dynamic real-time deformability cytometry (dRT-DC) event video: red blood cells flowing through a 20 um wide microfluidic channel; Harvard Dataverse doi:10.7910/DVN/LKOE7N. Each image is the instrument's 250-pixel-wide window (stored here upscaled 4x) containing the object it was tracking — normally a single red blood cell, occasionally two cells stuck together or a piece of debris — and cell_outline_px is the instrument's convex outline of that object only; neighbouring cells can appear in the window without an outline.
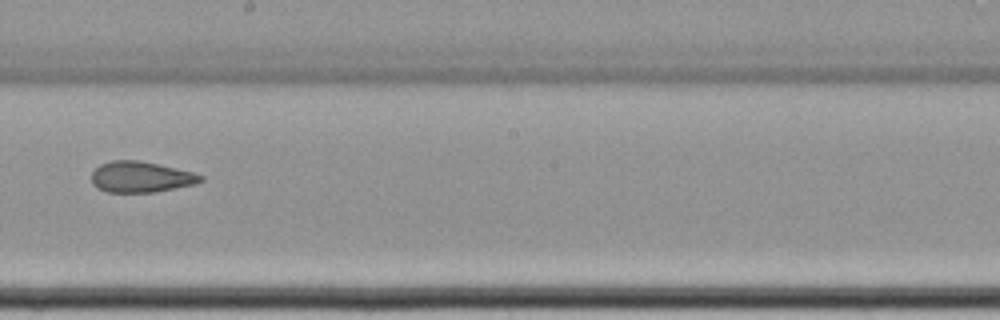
{"species": "common noctule bat (a hibernating species)", "species_latin": "Nyctalus noctula", "temperature_condition": "cold", "stored_images_in_passage": 8, "camera_frame_rate_fps": 3000, "um_per_image_px": 0.085, "animal": {"sex": "female", "body_mass_g": 22.7, "forearm_length_mm": 54.2}, "frame": {"image": 1, "passage_image": 7, "time_ms": 7.333, "image_size_px": [1000, 320], "cell_outline_px": [[204, 180], [196, 184], [156, 192], [108, 192], [96, 188], [92, 184], [92, 172], [100, 164], [112, 160], [136, 160], [176, 168], [192, 172], [204, 176]], "centroid_in_image_um": [11.97, 15.05], "position_along_channel_um": 236.2, "area_um2": 19.65}}
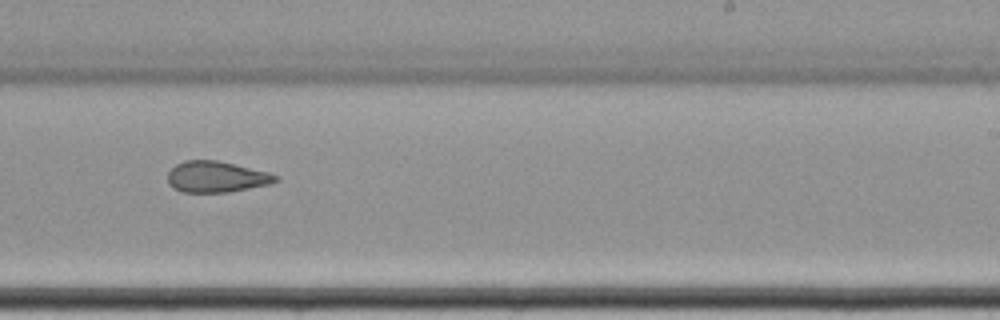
{"frame": {"image": 2, "passage_image": 8, "time_ms": 8.333, "image_size_px": [1000, 320], "cell_outline_px": [[280, 180], [268, 184], [228, 192], [184, 192], [172, 188], [168, 184], [168, 172], [176, 164], [184, 160], [216, 160], [268, 172], [280, 176]], "centroid_in_image_um": [18.37, 15.03], "position_along_channel_um": 270.6, "area_um2": 19.48}}